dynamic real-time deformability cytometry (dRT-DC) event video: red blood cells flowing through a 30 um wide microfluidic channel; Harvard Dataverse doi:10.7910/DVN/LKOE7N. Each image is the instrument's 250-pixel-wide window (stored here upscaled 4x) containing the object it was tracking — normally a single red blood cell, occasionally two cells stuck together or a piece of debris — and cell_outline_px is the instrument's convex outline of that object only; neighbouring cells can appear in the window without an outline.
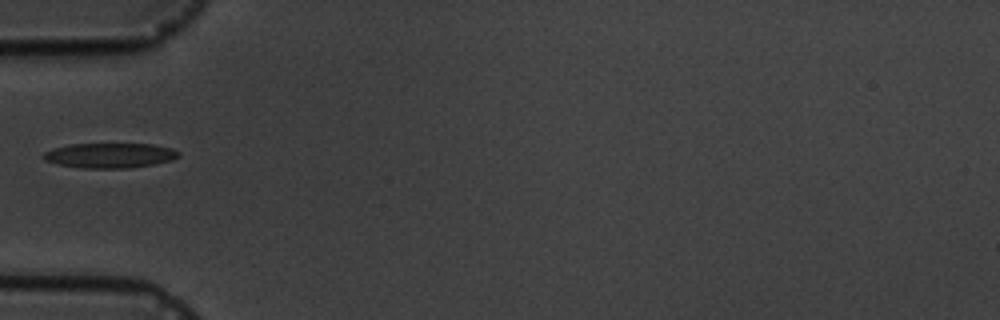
{"species": "common noctule bat (a hibernating species)", "species_latin": "Nyctalus noctula", "temperature_condition": "cold", "stored_images_in_passage": 6, "camera_frame_rate_fps": 3000, "um_per_image_px": 0.085, "animal": {"sex": "male", "body_mass_g": 19.5, "forearm_length_mm": 54.6}, "frame": {"image": 1, "passage_image": 6, "time_ms": 6.0, "image_size_px": [1000, 320], "cell_outline_px": [[180, 156], [172, 160], [152, 164], [128, 168], [80, 168], [60, 164], [44, 160], [40, 156], [44, 152], [52, 148], [72, 144], [152, 144], [172, 148], [180, 152]], "centroid_in_image_um": [9.32, 13.21], "position_along_channel_um": 75.7, "area_um2": 19.65}}